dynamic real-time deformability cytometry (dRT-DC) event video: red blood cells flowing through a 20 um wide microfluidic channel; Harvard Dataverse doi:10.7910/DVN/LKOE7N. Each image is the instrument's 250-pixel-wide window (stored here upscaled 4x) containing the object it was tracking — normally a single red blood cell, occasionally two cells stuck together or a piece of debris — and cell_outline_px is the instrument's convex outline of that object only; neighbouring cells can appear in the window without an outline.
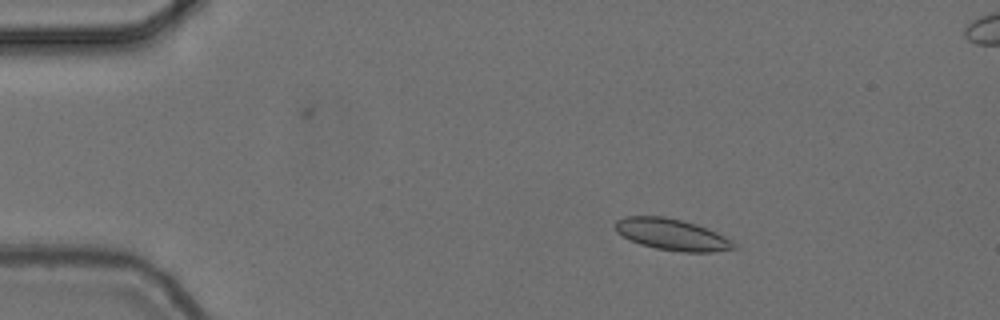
{"species": "common noctule bat (a hibernating species)", "species_latin": "Nyctalus noctula", "temperature_condition": "cold", "stored_images_in_passage": 54, "camera_frame_rate_fps": 3000, "um_per_image_px": 0.085, "animal": {"sex": "female", "body_mass_g": 24.6, "forearm_length_mm": 56.2}, "frame": {"image": 1, "passage_image": 7, "time_ms": 2.0, "image_size_px": [1000, 320], "cell_outline_px": [[740, 248], [712, 252], [684, 252], [656, 248], [640, 244], [616, 232], [616, 220], [624, 216], [664, 216], [696, 224], [716, 232], [732, 240]], "centroid_in_image_um": [57.15, 19.94], "position_along_channel_um": 27.8, "area_um2": 21.62}}
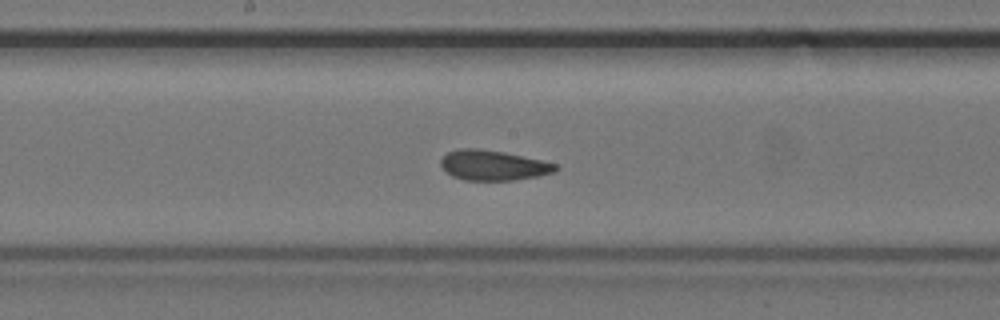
{"frame": {"image": 2, "passage_image": 27, "time_ms": 8.667, "image_size_px": [1000, 320], "cell_outline_px": [[560, 168], [552, 172], [540, 176], [512, 180], [464, 180], [452, 176], [440, 164], [440, 160], [448, 152], [460, 148], [480, 148], [504, 152], [540, 160], [556, 164]], "centroid_in_image_um": [41.91, 14.05], "position_along_channel_um": 206.3, "area_um2": 20.0}}
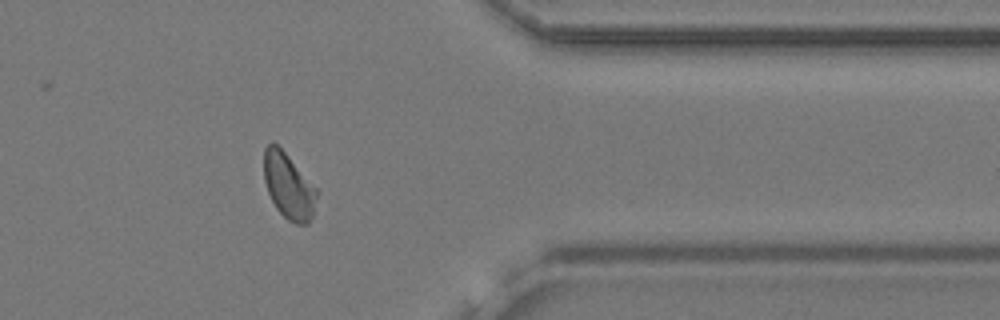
{"frame": {"image": 3, "passage_image": 43, "time_ms": 14.0, "image_size_px": [1000, 320], "cell_outline_px": [[320, 192], [312, 216], [308, 224], [296, 224], [288, 220], [276, 208], [268, 192], [264, 180], [264, 148], [272, 140], [284, 152]], "centroid_in_image_um": [24.54, 15.83], "position_along_channel_um": 386.9, "area_um2": 20.17}}